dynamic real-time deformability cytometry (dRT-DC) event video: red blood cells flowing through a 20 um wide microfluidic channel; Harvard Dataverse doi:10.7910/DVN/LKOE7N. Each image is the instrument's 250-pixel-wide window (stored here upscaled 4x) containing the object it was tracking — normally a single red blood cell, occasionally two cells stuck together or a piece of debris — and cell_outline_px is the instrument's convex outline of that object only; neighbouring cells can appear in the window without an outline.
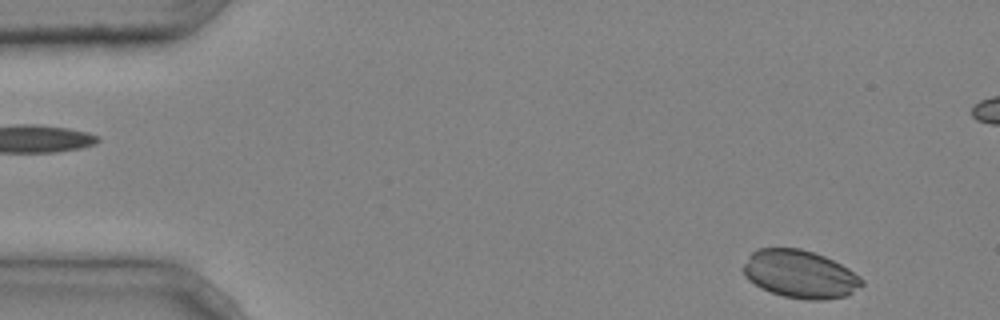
{"species": "common noctule bat (a hibernating species)", "species_latin": "Nyctalus noctula", "temperature_condition": "cold", "stored_images_in_passage": 2, "segment_of_instrument_passage": [2, 2], "camera_frame_rate_fps": 3000, "um_per_image_px": 0.085, "animal": {"sex": "male", "body_mass_g": 20.4}, "frame": {"image": 1, "passage_image": 2, "time_ms": 0.333, "image_size_px": [1000, 320], "cell_outline_px": [[864, 284], [848, 296], [824, 300], [808, 300], [784, 296], [760, 288], [748, 280], [744, 276], [740, 268], [748, 256], [756, 248], [800, 248], [824, 256], [848, 268], [860, 276], [864, 280]], "centroid_in_image_um": [67.98, 23.3], "position_along_channel_um": 17.0, "area_um2": 33.41}}